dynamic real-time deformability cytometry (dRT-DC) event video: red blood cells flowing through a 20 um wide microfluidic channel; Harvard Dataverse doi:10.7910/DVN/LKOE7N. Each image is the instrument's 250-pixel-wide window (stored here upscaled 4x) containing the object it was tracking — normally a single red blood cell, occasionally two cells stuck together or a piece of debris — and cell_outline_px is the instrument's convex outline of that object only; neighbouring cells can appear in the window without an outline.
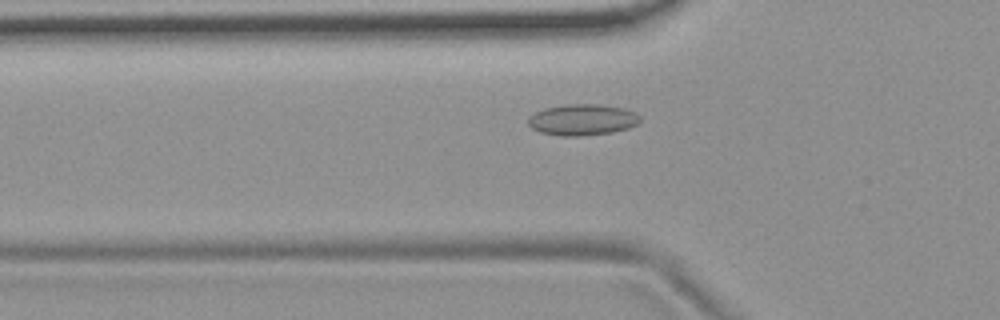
{"species": "common noctule bat (a hibernating species)", "species_latin": "Nyctalus noctula", "temperature_condition": "room temperature", "stored_images_in_passage": 53, "camera_frame_rate_fps": 3000, "um_per_image_px": 0.085, "animal": {"sex": "female", "body_mass_g": 19.9}, "frame": {"image": 1, "passage_image": 17, "time_ms": 5.333, "image_size_px": [1000, 320], "cell_outline_px": [[640, 120], [636, 124], [628, 128], [612, 132], [580, 136], [560, 136], [540, 132], [532, 128], [528, 124], [528, 116], [544, 108], [564, 104], [600, 104], [624, 108], [636, 112], [640, 116]], "centroid_in_image_um": [49.49, 10.17], "position_along_channel_um": 76.3, "area_um2": 20.46}}
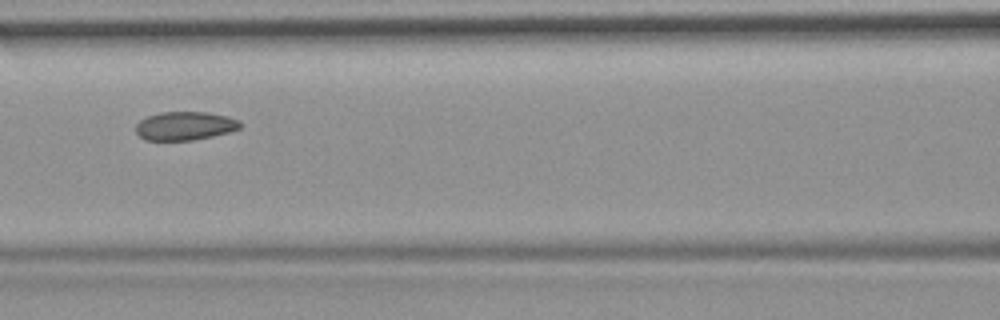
{"frame": {"image": 2, "passage_image": 23, "time_ms": 7.333, "image_size_px": [1000, 320], "cell_outline_px": [[244, 124], [240, 128], [228, 132], [212, 136], [192, 140], [144, 140], [136, 132], [136, 124], [140, 120], [148, 116], [160, 112], [208, 112], [228, 116], [240, 120]], "centroid_in_image_um": [15.75, 10.69], "position_along_channel_um": 150.9, "area_um2": 17.46}}
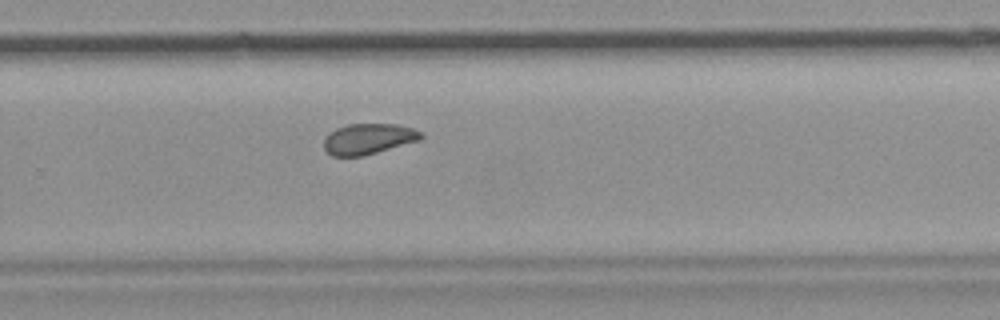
{"frame": {"image": 3, "passage_image": 35, "time_ms": 11.333, "image_size_px": [1000, 320], "cell_outline_px": [[424, 136], [420, 140], [364, 156], [332, 156], [324, 148], [324, 136], [328, 132], [336, 128], [348, 124], [396, 124], [412, 128], [424, 132]], "centroid_in_image_um": [31.31, 11.8], "position_along_channel_um": 298.5, "area_um2": 17.57}, "authors_computed_cell_mechanics": {"area_um2": 18.3226, "velocity_mm_per_s": 3.7006, "shape_relaxation_time_tau1_ms": null, "shape_relaxation_time_tau2_ms": 2.7287, "deformation_change_tau1": null, "deformation_change_tau2": 0.0771}}